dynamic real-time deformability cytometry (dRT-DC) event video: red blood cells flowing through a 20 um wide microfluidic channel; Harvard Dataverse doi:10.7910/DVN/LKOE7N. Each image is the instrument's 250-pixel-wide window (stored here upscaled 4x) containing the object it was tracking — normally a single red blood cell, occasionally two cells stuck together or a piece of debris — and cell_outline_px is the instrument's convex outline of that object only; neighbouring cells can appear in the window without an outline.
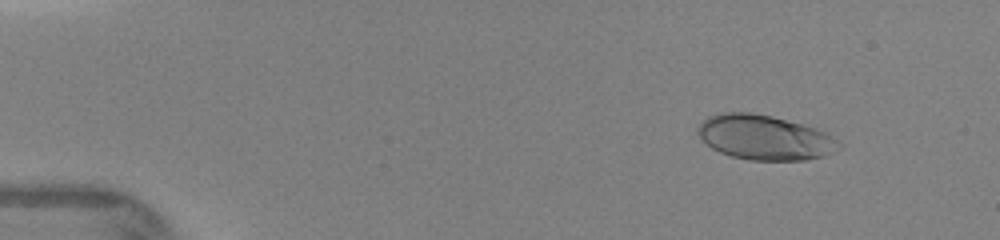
{"species": "human", "species_latin": "Homo sapiens", "temperature_condition": "warm", "stored_images_in_passage": 7, "camera_frame_rate_fps": 3000, "um_per_image_px": 0.085, "donor": {"sex": "female"}, "frame": {"image": 1, "passage_image": 3, "time_ms": 1.333, "image_size_px": [1000, 240], "cell_outline_px": [[844, 144], [824, 156], [804, 160], [748, 160], [732, 156], [720, 152], [712, 148], [696, 132], [696, 128], [708, 116], [720, 112], [748, 112], [772, 116], [816, 128], [840, 140]], "centroid_in_image_um": [64.99, 11.68], "position_along_channel_um": 20.0, "area_um2": 36.7}}
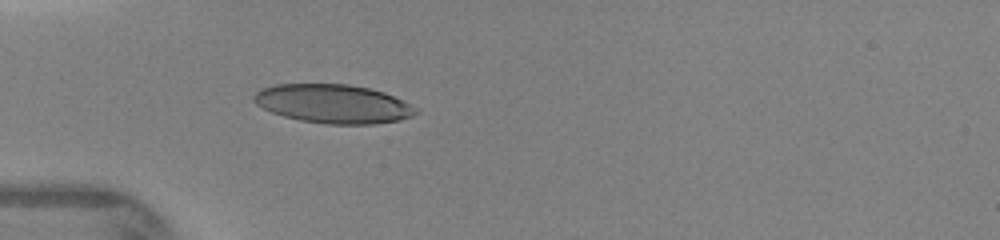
{"frame": {"image": 2, "passage_image": 7, "time_ms": 4.333, "image_size_px": [1000, 240], "cell_outline_px": [[420, 112], [412, 116], [400, 120], [372, 124], [328, 124], [300, 120], [284, 116], [272, 112], [256, 104], [252, 100], [252, 96], [260, 88], [276, 84], [348, 84], [368, 88], [384, 92], [420, 108]], "centroid_in_image_um": [28.34, 8.82], "position_along_channel_um": 56.7, "area_um2": 36.76}}